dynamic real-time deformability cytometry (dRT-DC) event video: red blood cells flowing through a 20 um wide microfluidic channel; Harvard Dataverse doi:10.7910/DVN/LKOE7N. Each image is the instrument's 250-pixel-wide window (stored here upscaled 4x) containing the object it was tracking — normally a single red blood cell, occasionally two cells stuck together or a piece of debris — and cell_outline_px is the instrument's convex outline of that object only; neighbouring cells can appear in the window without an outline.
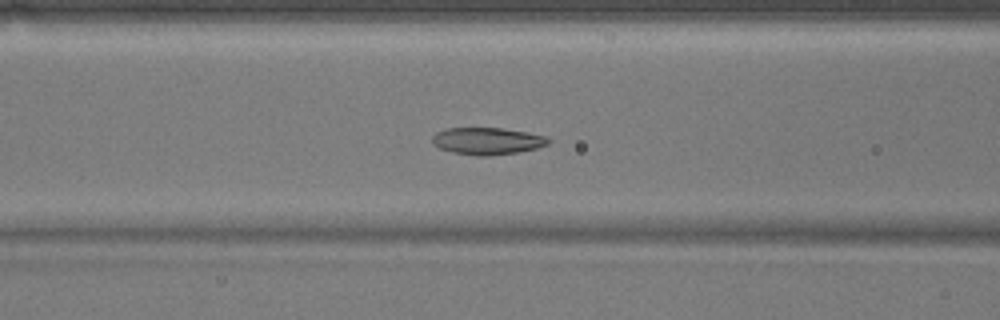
{"species": "common noctule bat (a hibernating species)", "species_latin": "Nyctalus noctula", "temperature_condition": "warm", "stored_images_in_passage": 54, "camera_frame_rate_fps": 3000, "um_per_image_px": 0.085, "animal": {"sex": "male", "body_mass_g": 17.9}, "frame": {"image": 1, "passage_image": 22, "time_ms": 7.0, "image_size_px": [1000, 320], "cell_outline_px": [[552, 140], [548, 144], [536, 148], [520, 152], [488, 156], [476, 156], [452, 152], [440, 148], [432, 144], [432, 136], [436, 132], [448, 128], [500, 128], [528, 132], [548, 136]], "centroid_in_image_um": [41.44, 11.99], "position_along_channel_um": 125.2, "area_um2": 18.5}}
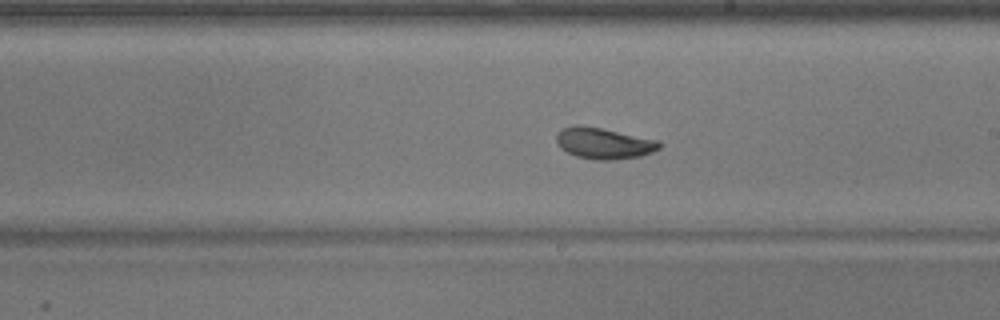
{"frame": {"image": 2, "passage_image": 31, "time_ms": 10.0, "image_size_px": [1000, 320], "cell_outline_px": [[664, 144], [660, 148], [652, 152], [640, 156], [612, 160], [596, 160], [576, 156], [560, 148], [556, 144], [556, 136], [560, 128], [576, 124], [600, 128], [660, 140]], "centroid_in_image_um": [51.32, 12.17], "position_along_channel_um": 237.7, "area_um2": 18.9}}
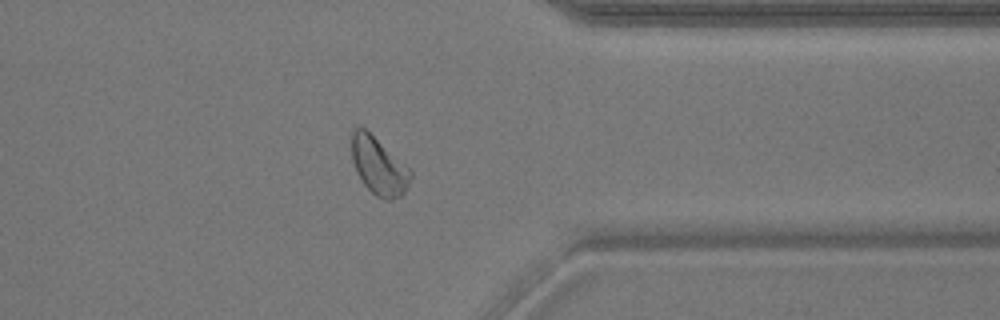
{"frame": {"image": 3, "passage_image": 43, "time_ms": 14.0, "image_size_px": [1000, 320], "cell_outline_px": [[412, 176], [404, 192], [400, 196], [392, 200], [384, 200], [376, 196], [364, 184], [356, 172], [352, 160], [352, 132], [356, 128], [364, 128], [408, 168], [412, 172]], "centroid_in_image_um": [32.17, 14.16], "position_along_channel_um": 379.2, "area_um2": 19.13}, "authors_computed_cell_mechanics": {"area_um2": 19.6809, "velocity_mm_per_s": 3.7583, "shape_relaxation_time_tau1_ms": 8.4994, "shape_relaxation_time_tau2_ms": 3.086, "deformation_change_tau1": 0.249, "deformation_change_tau2": 0.0973}}